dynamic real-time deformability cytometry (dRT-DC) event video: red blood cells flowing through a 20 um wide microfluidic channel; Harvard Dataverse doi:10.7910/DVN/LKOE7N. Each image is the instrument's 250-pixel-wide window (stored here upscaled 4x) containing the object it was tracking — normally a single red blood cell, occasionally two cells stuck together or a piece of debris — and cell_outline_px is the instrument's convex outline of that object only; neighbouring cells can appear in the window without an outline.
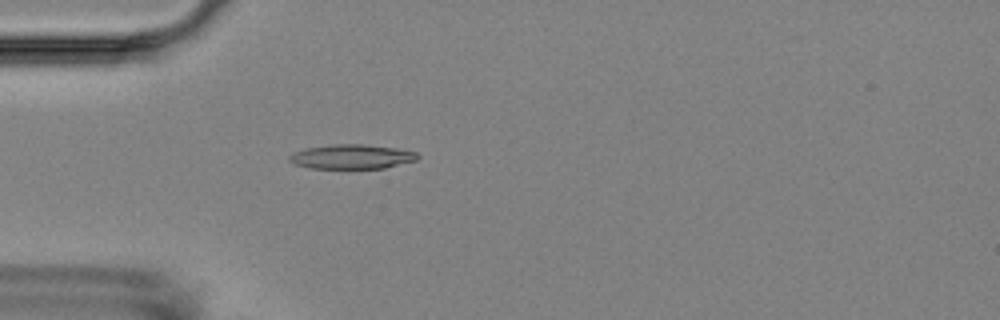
{"species": "Egyptian fruit bat (a non-hibernating species)", "species_latin": "Rousettus aegyptiacus", "temperature_condition": "room temperature", "stored_images_in_passage": 5, "camera_frame_rate_fps": 3000, "um_per_image_px": 0.085, "animal": {"sex": "female"}, "frame": {"image": 1, "passage_image": 5, "time_ms": 4.667, "image_size_px": [1000, 320], "cell_outline_px": [[420, 156], [416, 160], [384, 168], [308, 168], [292, 164], [288, 160], [288, 156], [304, 148], [332, 144], [364, 144], [396, 148], [416, 152]], "centroid_in_image_um": [29.86, 13.31], "position_along_channel_um": 55.1, "area_um2": 18.32}}